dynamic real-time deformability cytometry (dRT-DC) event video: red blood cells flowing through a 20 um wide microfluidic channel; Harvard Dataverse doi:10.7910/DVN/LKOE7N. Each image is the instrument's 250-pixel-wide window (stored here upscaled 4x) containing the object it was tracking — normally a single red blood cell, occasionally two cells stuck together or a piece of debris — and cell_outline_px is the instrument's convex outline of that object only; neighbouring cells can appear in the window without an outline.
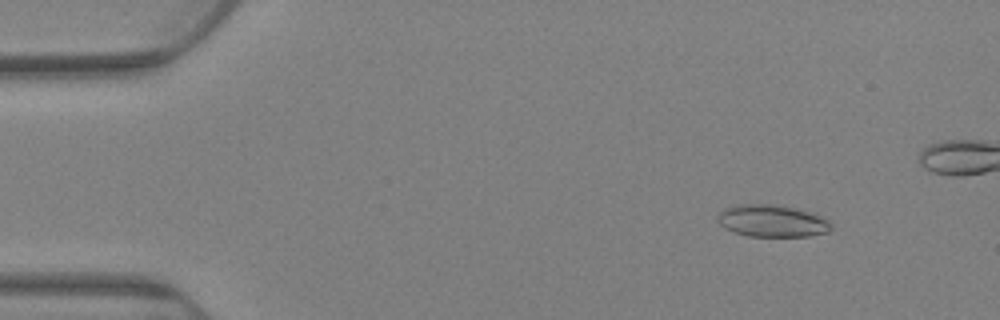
{"species": "Egyptian fruit bat (a non-hibernating species)", "species_latin": "Rousettus aegyptiacus", "temperature_condition": "warm", "stored_images_in_passage": 74, "camera_frame_rate_fps": 3000, "um_per_image_px": 0.085, "animal": {"sex": "female"}, "frame": {"image": 1, "passage_image": 10, "time_ms": 3.0, "image_size_px": [1000, 320], "cell_outline_px": [[832, 228], [828, 232], [808, 236], [748, 236], [724, 228], [716, 220], [720, 212], [724, 208], [736, 204], [780, 204], [804, 208], [816, 212], [828, 220], [832, 224]], "centroid_in_image_um": [65.69, 18.74], "position_along_channel_um": 19.3, "area_um2": 21.85}}
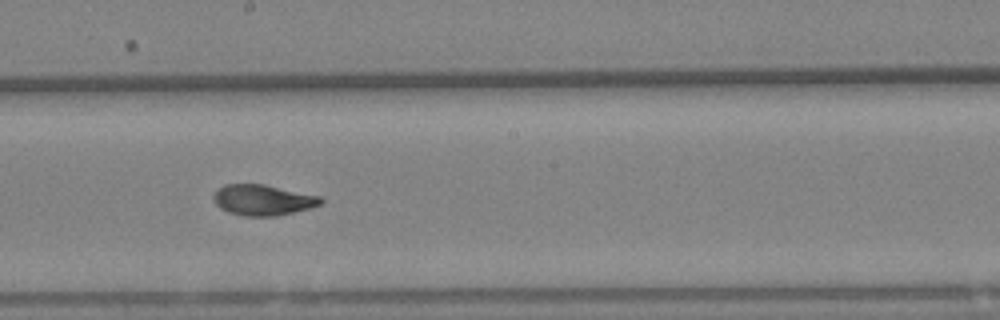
{"frame": {"image": 2, "passage_image": 46, "time_ms": 15.0, "image_size_px": [1000, 320], "cell_outline_px": [[324, 200], [320, 204], [308, 208], [276, 216], [244, 216], [228, 212], [220, 208], [216, 204], [212, 196], [216, 188], [224, 184], [264, 184], [320, 196]], "centroid_in_image_um": [22.29, 16.99], "position_along_channel_um": 225.9, "area_um2": 19.19}}
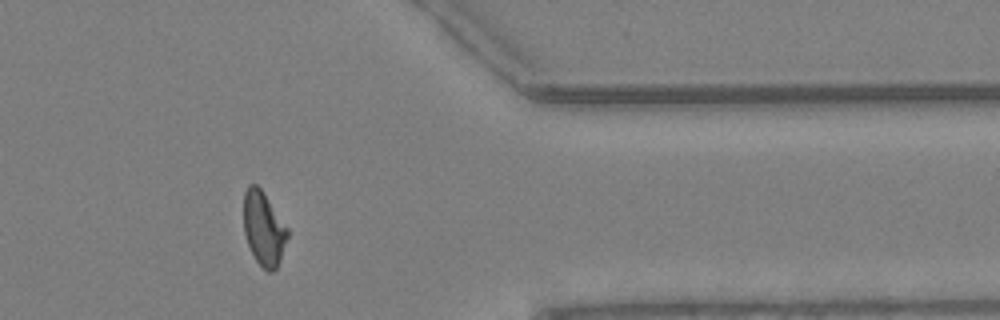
{"frame": {"image": 3, "passage_image": 67, "time_ms": 22.0, "image_size_px": [1000, 320], "cell_outline_px": [[288, 236], [280, 260], [276, 268], [272, 272], [268, 272], [256, 260], [248, 244], [244, 232], [244, 192], [248, 184], [256, 184], [260, 188], [288, 228]], "centroid_in_image_um": [22.41, 19.42], "position_along_channel_um": 389.0, "area_um2": 18.61}}